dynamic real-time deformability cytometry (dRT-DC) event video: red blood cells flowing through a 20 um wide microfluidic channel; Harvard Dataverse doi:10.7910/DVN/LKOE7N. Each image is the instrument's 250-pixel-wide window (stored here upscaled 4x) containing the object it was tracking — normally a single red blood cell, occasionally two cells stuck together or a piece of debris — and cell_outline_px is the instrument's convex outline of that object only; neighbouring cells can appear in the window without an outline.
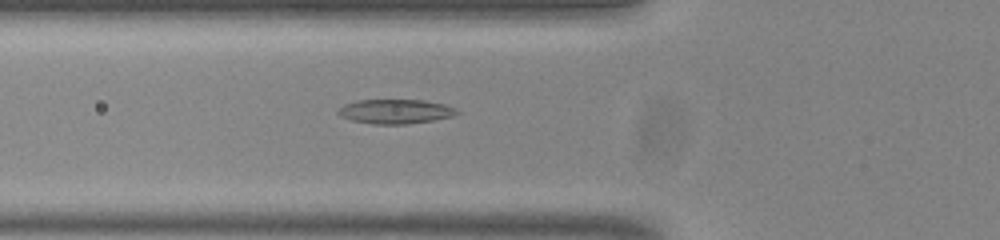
{"species": "common noctule bat (a hibernating species)", "species_latin": "Nyctalus noctula", "temperature_condition": "room temperature", "stored_images_in_passage": 41, "camera_frame_rate_fps": 3000, "um_per_image_px": 0.085, "animal": {"sex": "male", "body_mass_g": 20.0, "forearm_length_mm": 53.3}, "frame": {"image": 1, "passage_image": 7, "time_ms": 2.0, "image_size_px": [1000, 240], "cell_outline_px": [[460, 112], [452, 116], [432, 120], [408, 124], [376, 124], [352, 120], [340, 116], [336, 112], [344, 104], [356, 100], [424, 100], [444, 104], [456, 108]], "centroid_in_image_um": [33.61, 9.47], "position_along_channel_um": 92.2, "area_um2": 16.82}}
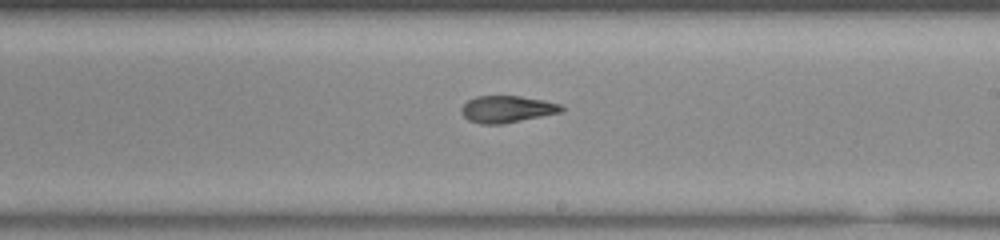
{"frame": {"image": 2, "passage_image": 19, "time_ms": 6.0, "image_size_px": [1000, 240], "cell_outline_px": [[564, 112], [504, 124], [480, 124], [468, 120], [460, 112], [460, 108], [468, 100], [476, 96], [520, 96], [544, 100], [560, 104], [564, 108]], "centroid_in_image_um": [43.1, 9.28], "position_along_channel_um": 245.9, "area_um2": 15.9}}
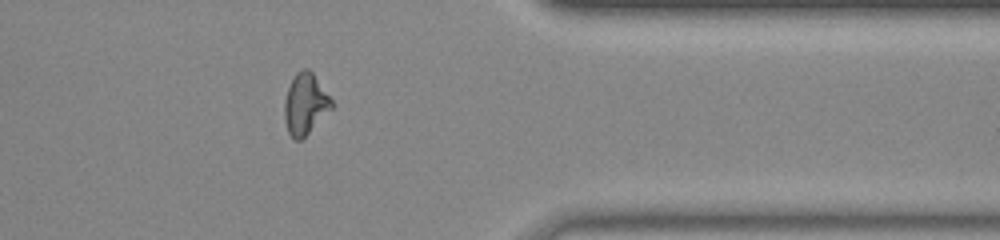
{"frame": {"image": 3, "passage_image": 31, "time_ms": 10.0, "image_size_px": [1000, 240], "cell_outline_px": [[332, 108], [300, 140], [296, 140], [288, 132], [284, 120], [284, 104], [288, 88], [296, 72], [304, 68], [308, 68], [312, 72], [332, 100]], "centroid_in_image_um": [25.93, 8.82], "position_along_channel_um": 385.5, "area_um2": 16.36}, "authors_computed_cell_mechanics": {"area_um2": 16.473, "velocity_mm_per_s": 3.837, "shape_relaxation_time_tau1_ms": null, "shape_relaxation_time_tau2_ms": 2.3464, "deformation_change_tau1": null, "deformation_change_tau2": 0.0794}}